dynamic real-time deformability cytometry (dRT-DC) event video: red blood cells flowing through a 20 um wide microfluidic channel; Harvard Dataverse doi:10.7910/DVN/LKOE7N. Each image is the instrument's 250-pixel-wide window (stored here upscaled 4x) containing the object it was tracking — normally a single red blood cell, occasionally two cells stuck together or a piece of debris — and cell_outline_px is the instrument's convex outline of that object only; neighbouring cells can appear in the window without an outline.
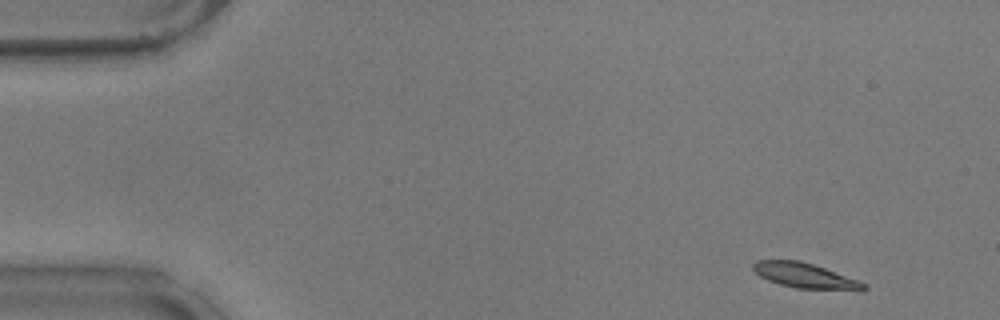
{"species": "common noctule bat (a hibernating species)", "species_latin": "Nyctalus noctula", "temperature_condition": "warm", "stored_images_in_passage": 51, "camera_frame_rate_fps": 3000, "um_per_image_px": 0.085, "animal": {"sex": "male", "body_mass_g": 17.9}, "frame": {"image": 1, "passage_image": 2, "time_ms": 0.333, "image_size_px": [1000, 320], "cell_outline_px": [[868, 288], [796, 288], [780, 284], [768, 280], [760, 276], [752, 268], [752, 264], [756, 260], [800, 260], [824, 268], [868, 284]], "centroid_in_image_um": [68.29, 23.38], "position_along_channel_um": 16.7, "area_um2": 15.37}}
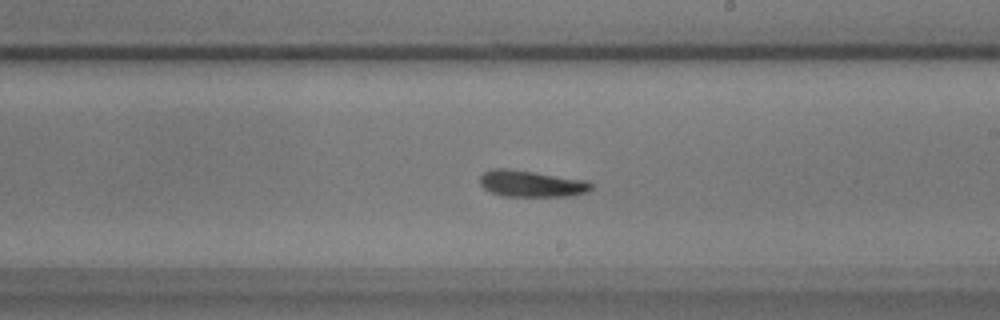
{"frame": {"image": 2, "passage_image": 29, "time_ms": 9.333, "image_size_px": [1000, 320], "cell_outline_px": [[592, 188], [588, 192], [572, 196], [504, 196], [492, 192], [484, 188], [480, 184], [480, 176], [484, 172], [492, 168], [504, 168], [588, 180], [592, 184]], "centroid_in_image_um": [45.19, 15.62], "position_along_channel_um": 243.8, "area_um2": 17.11}}
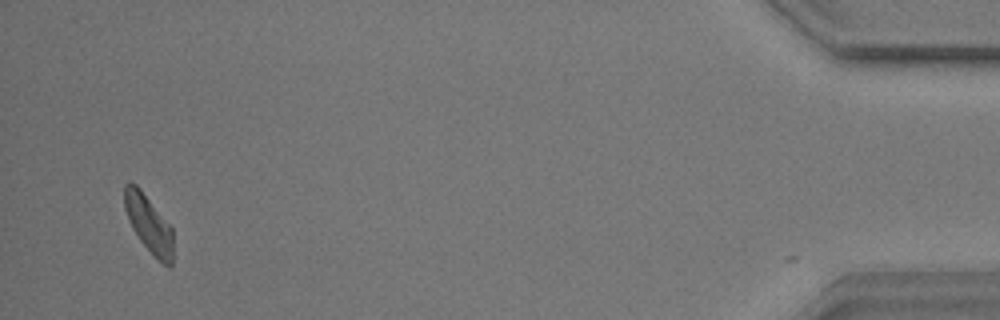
{"frame": {"image": 3, "passage_image": 50, "time_ms": 16.333, "image_size_px": [1000, 320], "cell_outline_px": [[172, 268], [168, 268], [156, 260], [140, 240], [132, 228], [128, 220], [124, 208], [124, 184], [128, 180], [136, 184], [140, 188], [172, 228]], "centroid_in_image_um": [12.62, 19.05], "position_along_channel_um": 422.6, "area_um2": 16.47}, "authors_computed_cell_mechanics": {"area_um2": 16.762, "velocity_mm_per_s": 3.687, "shape_relaxation_time_tau1_ms": 3.0007, "shape_relaxation_time_tau2_ms": 2.3741, "deformation_change_tau1": 0.1363, "deformation_change_tau2": 0.1205}}